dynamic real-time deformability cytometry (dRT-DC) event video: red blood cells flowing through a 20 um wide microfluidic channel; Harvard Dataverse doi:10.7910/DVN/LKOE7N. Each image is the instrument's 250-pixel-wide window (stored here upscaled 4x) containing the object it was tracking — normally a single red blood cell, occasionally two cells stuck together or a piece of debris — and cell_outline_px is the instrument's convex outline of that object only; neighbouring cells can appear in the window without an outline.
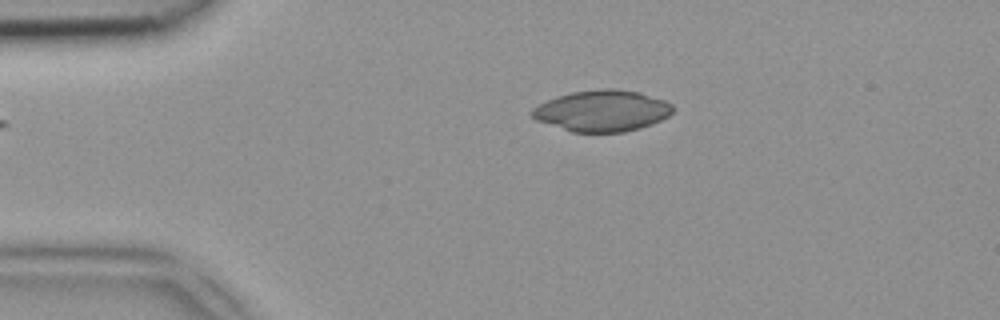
{"species": "common noctule bat (a hibernating species)", "species_latin": "Nyctalus noctula", "temperature_condition": "room temperature", "stored_images_in_passage": 38, "camera_frame_rate_fps": 3000, "um_per_image_px": 0.085, "animal": {"sex": "female", "body_mass_g": 18.4}, "frame": {"image": 1, "passage_image": 1, "time_ms": 0.0, "image_size_px": [1000, 320], "cell_outline_px": [[676, 108], [668, 116], [652, 124], [640, 128], [624, 132], [572, 132], [536, 120], [528, 112], [532, 108], [556, 96], [572, 92], [600, 88], [616, 88], [640, 92], [664, 100], [672, 104]], "centroid_in_image_um": [51.19, 9.41], "position_along_channel_um": 33.8, "area_um2": 34.04}}
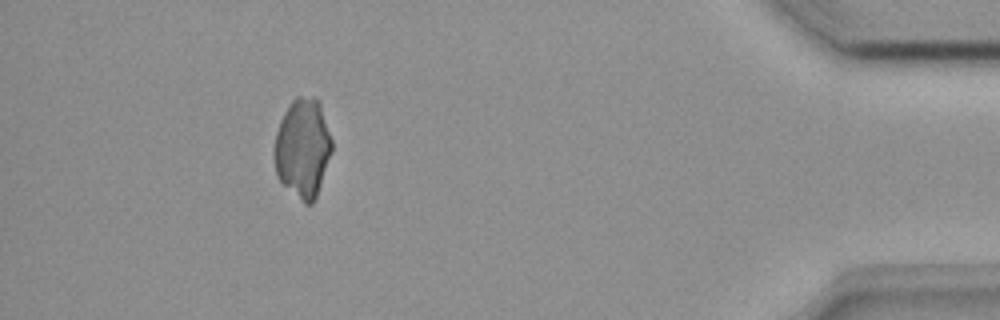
{"frame": {"image": 2, "passage_image": 34, "time_ms": 11.0, "image_size_px": [1000, 320], "cell_outline_px": [[332, 152], [316, 196], [312, 204], [304, 204], [276, 176], [276, 132], [280, 120], [284, 112], [292, 100], [296, 96], [316, 96], [320, 100], [332, 140]], "centroid_in_image_um": [25.77, 12.53], "position_along_channel_um": 409.4, "area_um2": 33.06}}